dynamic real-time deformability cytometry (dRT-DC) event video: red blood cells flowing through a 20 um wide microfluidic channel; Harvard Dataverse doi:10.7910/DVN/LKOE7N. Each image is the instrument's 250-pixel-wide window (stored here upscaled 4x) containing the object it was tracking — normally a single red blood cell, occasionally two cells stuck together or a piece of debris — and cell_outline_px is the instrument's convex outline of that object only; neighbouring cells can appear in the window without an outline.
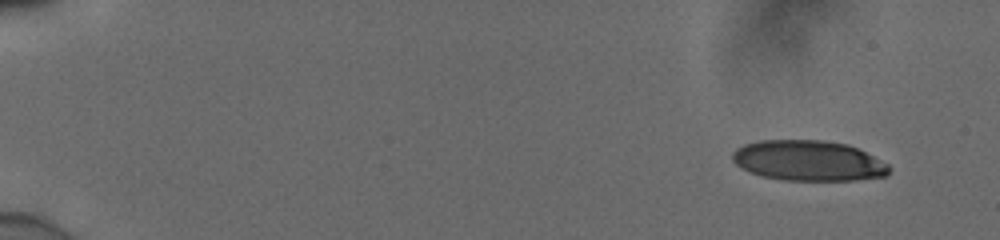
{"species": "human", "species_latin": "Homo sapiens", "temperature_condition": "cold", "stored_images_in_passage": 51, "camera_frame_rate_fps": 3000, "um_per_image_px": 0.085, "donor": {"sex": "male"}, "frame": {"image": 1, "passage_image": 1, "time_ms": 0.0, "image_size_px": [1000, 240], "cell_outline_px": [[892, 168], [888, 176], [856, 180], [784, 180], [764, 176], [740, 168], [732, 160], [732, 152], [736, 148], [744, 144], [760, 140], [824, 140], [848, 144], [888, 164]], "centroid_in_image_um": [68.72, 13.65], "position_along_channel_um": 16.3, "area_um2": 36.93}}
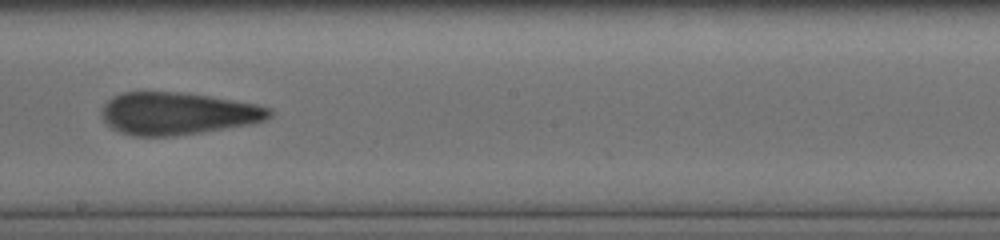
{"frame": {"image": 2, "passage_image": 30, "time_ms": 9.667, "image_size_px": [1000, 240], "cell_outline_px": [[272, 116], [264, 120], [248, 124], [172, 136], [132, 136], [120, 132], [112, 128], [100, 116], [100, 112], [104, 104], [112, 96], [120, 92], [176, 92], [208, 96], [256, 104], [272, 108]], "centroid_in_image_um": [15.04, 9.64], "position_along_channel_um": 233.2, "area_um2": 41.1}}
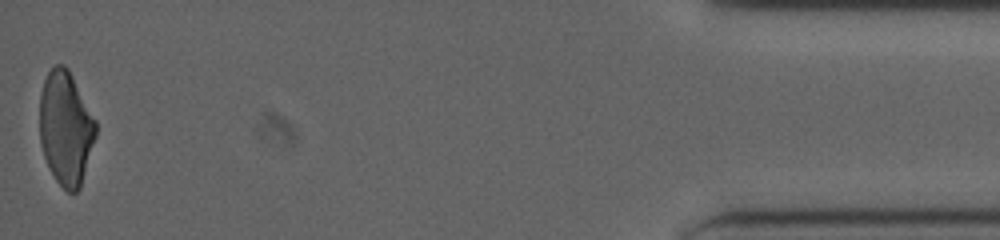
{"frame": {"image": 3, "passage_image": 51, "time_ms": 16.667, "image_size_px": [1000, 240], "cell_outline_px": [[96, 136], [80, 188], [76, 192], [68, 192], [56, 180], [44, 156], [40, 140], [40, 92], [44, 80], [48, 72], [56, 64], [64, 64], [68, 68], [96, 120]], "centroid_in_image_um": [5.59, 10.87], "position_along_channel_um": 429.6, "area_um2": 37.05}, "authors_computed_cell_mechanics": {"area_um2": 40.46, "velocity_mm_per_s": 3.9203, "shape_relaxation_time_tau1_ms": null, "shape_relaxation_time_tau2_ms": 2.1255, "deformation_change_tau1": null, "deformation_change_tau2": 0.1207}}